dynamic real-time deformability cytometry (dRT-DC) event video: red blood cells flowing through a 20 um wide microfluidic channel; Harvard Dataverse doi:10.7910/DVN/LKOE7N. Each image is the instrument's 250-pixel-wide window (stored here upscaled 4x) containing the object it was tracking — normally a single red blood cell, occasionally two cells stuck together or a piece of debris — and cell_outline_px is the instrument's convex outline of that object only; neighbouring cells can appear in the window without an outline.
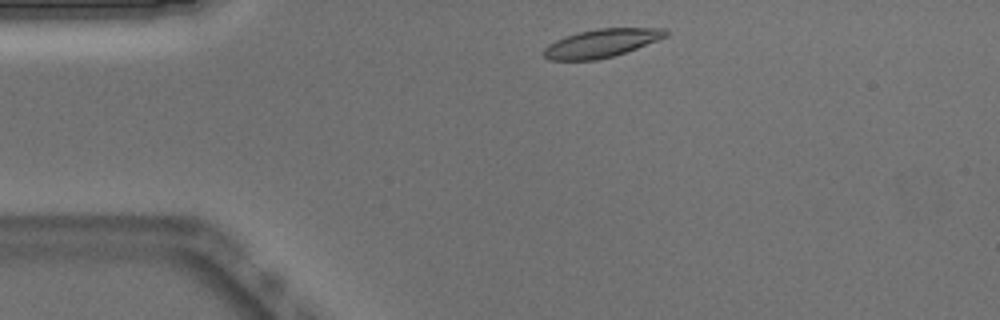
{"species": "Egyptian fruit bat (a non-hibernating species)", "species_latin": "Rousettus aegyptiacus", "temperature_condition": "warm", "stored_images_in_passage": 43, "camera_frame_rate_fps": 3000, "um_per_image_px": 0.085, "animal": {"sex": "male"}, "frame": {"image": 1, "passage_image": 2, "time_ms": 0.333, "image_size_px": [1000, 320], "cell_outline_px": [[668, 36], [636, 48], [612, 56], [596, 60], [548, 60], [544, 56], [544, 48], [548, 44], [564, 36], [596, 28], [664, 28], [668, 32]], "centroid_in_image_um": [51.1, 3.66], "position_along_channel_um": 33.9, "area_um2": 19.94}}
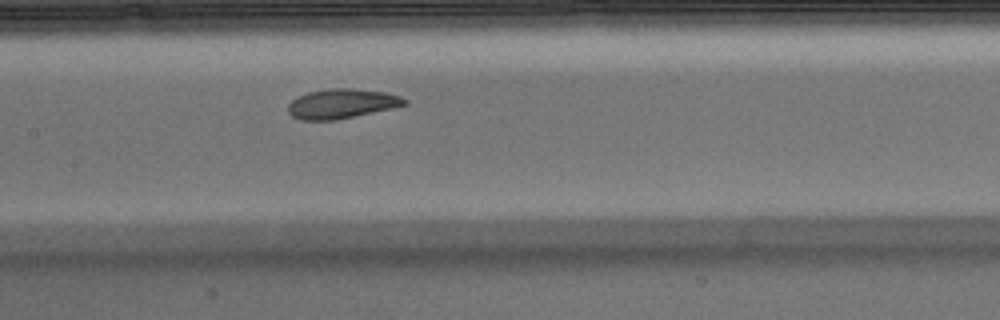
{"frame": {"image": 2, "passage_image": 16, "time_ms": 5.0, "image_size_px": [1000, 320], "cell_outline_px": [[408, 104], [392, 108], [336, 120], [300, 120], [292, 116], [288, 112], [288, 104], [292, 100], [308, 92], [328, 88], [352, 88], [384, 92], [400, 96], [408, 100]], "centroid_in_image_um": [29.04, 8.81], "position_along_channel_um": 178.4, "area_um2": 20.06}}
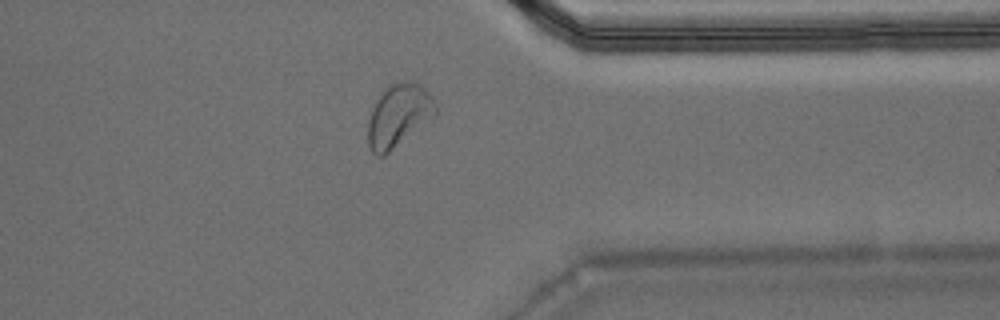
{"frame": {"image": 3, "passage_image": 32, "time_ms": 10.333, "image_size_px": [1000, 320], "cell_outline_px": [[436, 116], [384, 156], [376, 156], [372, 152], [368, 144], [368, 120], [372, 108], [380, 96], [392, 84], [400, 80], [408, 80], [420, 84], [432, 96], [436, 104]], "centroid_in_image_um": [33.9, 9.83], "position_along_channel_um": 377.5, "area_um2": 24.68}, "authors_computed_cell_mechanics": {"area_um2": 20.8658, "velocity_mm_per_s": 3.8731, "shape_relaxation_time_tau1_ms": 3.7343, "shape_relaxation_time_tau2_ms": 3.733, "deformation_change_tau1": 0.1368, "deformation_change_tau2": 0.1056}}